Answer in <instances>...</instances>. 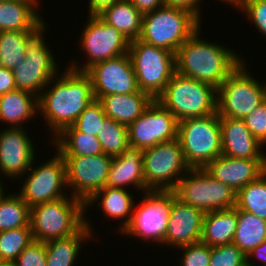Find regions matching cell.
Returning a JSON list of instances; mask_svg holds the SVG:
<instances>
[{
    "label": "cell",
    "instance_id": "836d02e7",
    "mask_svg": "<svg viewBox=\"0 0 266 266\" xmlns=\"http://www.w3.org/2000/svg\"><path fill=\"white\" fill-rule=\"evenodd\" d=\"M236 207L266 220V171L237 192Z\"/></svg>",
    "mask_w": 266,
    "mask_h": 266
},
{
    "label": "cell",
    "instance_id": "8992f818",
    "mask_svg": "<svg viewBox=\"0 0 266 266\" xmlns=\"http://www.w3.org/2000/svg\"><path fill=\"white\" fill-rule=\"evenodd\" d=\"M177 138L190 168H204L222 155L221 126L217 112L179 121Z\"/></svg>",
    "mask_w": 266,
    "mask_h": 266
},
{
    "label": "cell",
    "instance_id": "ab89813d",
    "mask_svg": "<svg viewBox=\"0 0 266 266\" xmlns=\"http://www.w3.org/2000/svg\"><path fill=\"white\" fill-rule=\"evenodd\" d=\"M183 251L180 257V266H209L210 264V246L198 242L180 247Z\"/></svg>",
    "mask_w": 266,
    "mask_h": 266
},
{
    "label": "cell",
    "instance_id": "3957f363",
    "mask_svg": "<svg viewBox=\"0 0 266 266\" xmlns=\"http://www.w3.org/2000/svg\"><path fill=\"white\" fill-rule=\"evenodd\" d=\"M85 203L74 197L30 207L33 240L47 242L77 234L85 226Z\"/></svg>",
    "mask_w": 266,
    "mask_h": 266
},
{
    "label": "cell",
    "instance_id": "7a4b0ae2",
    "mask_svg": "<svg viewBox=\"0 0 266 266\" xmlns=\"http://www.w3.org/2000/svg\"><path fill=\"white\" fill-rule=\"evenodd\" d=\"M198 28L175 54L176 73L218 89L244 61L235 51L200 38Z\"/></svg>",
    "mask_w": 266,
    "mask_h": 266
},
{
    "label": "cell",
    "instance_id": "f35d334b",
    "mask_svg": "<svg viewBox=\"0 0 266 266\" xmlns=\"http://www.w3.org/2000/svg\"><path fill=\"white\" fill-rule=\"evenodd\" d=\"M233 7L245 12L256 28L266 36V0H235Z\"/></svg>",
    "mask_w": 266,
    "mask_h": 266
},
{
    "label": "cell",
    "instance_id": "e575fe53",
    "mask_svg": "<svg viewBox=\"0 0 266 266\" xmlns=\"http://www.w3.org/2000/svg\"><path fill=\"white\" fill-rule=\"evenodd\" d=\"M97 137L103 153L112 157L121 155L124 150L130 147L128 127L109 117L103 120Z\"/></svg>",
    "mask_w": 266,
    "mask_h": 266
},
{
    "label": "cell",
    "instance_id": "f1b7e54d",
    "mask_svg": "<svg viewBox=\"0 0 266 266\" xmlns=\"http://www.w3.org/2000/svg\"><path fill=\"white\" fill-rule=\"evenodd\" d=\"M91 224L85 219V226L75 235L52 239L45 242L47 266H73L75 265L83 241L93 237Z\"/></svg>",
    "mask_w": 266,
    "mask_h": 266
},
{
    "label": "cell",
    "instance_id": "6da1fadb",
    "mask_svg": "<svg viewBox=\"0 0 266 266\" xmlns=\"http://www.w3.org/2000/svg\"><path fill=\"white\" fill-rule=\"evenodd\" d=\"M64 71L60 76L56 75L51 79L46 87L48 89H43L38 98V112H41V116L43 115L46 124L54 133L52 139L66 127L72 126L95 99L91 78L86 72L69 67Z\"/></svg>",
    "mask_w": 266,
    "mask_h": 266
},
{
    "label": "cell",
    "instance_id": "7bdbcfd3",
    "mask_svg": "<svg viewBox=\"0 0 266 266\" xmlns=\"http://www.w3.org/2000/svg\"><path fill=\"white\" fill-rule=\"evenodd\" d=\"M165 6L180 8L192 13L199 21H201V9L199 4L202 0H164Z\"/></svg>",
    "mask_w": 266,
    "mask_h": 266
},
{
    "label": "cell",
    "instance_id": "7402d4cb",
    "mask_svg": "<svg viewBox=\"0 0 266 266\" xmlns=\"http://www.w3.org/2000/svg\"><path fill=\"white\" fill-rule=\"evenodd\" d=\"M134 185L146 193L150 191L145 184L143 150L129 147L121 155L113 156L105 187L122 188Z\"/></svg>",
    "mask_w": 266,
    "mask_h": 266
},
{
    "label": "cell",
    "instance_id": "d590c367",
    "mask_svg": "<svg viewBox=\"0 0 266 266\" xmlns=\"http://www.w3.org/2000/svg\"><path fill=\"white\" fill-rule=\"evenodd\" d=\"M32 241L30 226L0 232V260L14 262Z\"/></svg>",
    "mask_w": 266,
    "mask_h": 266
},
{
    "label": "cell",
    "instance_id": "30bf717a",
    "mask_svg": "<svg viewBox=\"0 0 266 266\" xmlns=\"http://www.w3.org/2000/svg\"><path fill=\"white\" fill-rule=\"evenodd\" d=\"M144 179L150 191H172L191 168L178 138L143 150Z\"/></svg>",
    "mask_w": 266,
    "mask_h": 266
},
{
    "label": "cell",
    "instance_id": "bcb514c9",
    "mask_svg": "<svg viewBox=\"0 0 266 266\" xmlns=\"http://www.w3.org/2000/svg\"><path fill=\"white\" fill-rule=\"evenodd\" d=\"M257 258L259 261H263V266H266V241L254 248L248 255H246V266H254L252 258ZM261 259V260H260Z\"/></svg>",
    "mask_w": 266,
    "mask_h": 266
},
{
    "label": "cell",
    "instance_id": "ac0fdd59",
    "mask_svg": "<svg viewBox=\"0 0 266 266\" xmlns=\"http://www.w3.org/2000/svg\"><path fill=\"white\" fill-rule=\"evenodd\" d=\"M24 129L8 127L0 131V174L10 179L24 176L36 157L34 143Z\"/></svg>",
    "mask_w": 266,
    "mask_h": 266
},
{
    "label": "cell",
    "instance_id": "74e56055",
    "mask_svg": "<svg viewBox=\"0 0 266 266\" xmlns=\"http://www.w3.org/2000/svg\"><path fill=\"white\" fill-rule=\"evenodd\" d=\"M209 266H246V255L233 243L210 247Z\"/></svg>",
    "mask_w": 266,
    "mask_h": 266
},
{
    "label": "cell",
    "instance_id": "f546056e",
    "mask_svg": "<svg viewBox=\"0 0 266 266\" xmlns=\"http://www.w3.org/2000/svg\"><path fill=\"white\" fill-rule=\"evenodd\" d=\"M52 141L61 156H94L103 153L97 136L80 132L73 126L66 127Z\"/></svg>",
    "mask_w": 266,
    "mask_h": 266
},
{
    "label": "cell",
    "instance_id": "7dc6e473",
    "mask_svg": "<svg viewBox=\"0 0 266 266\" xmlns=\"http://www.w3.org/2000/svg\"><path fill=\"white\" fill-rule=\"evenodd\" d=\"M120 0H90L89 1V14L88 15H98L105 8L110 7L115 2Z\"/></svg>",
    "mask_w": 266,
    "mask_h": 266
},
{
    "label": "cell",
    "instance_id": "52a82bcc",
    "mask_svg": "<svg viewBox=\"0 0 266 266\" xmlns=\"http://www.w3.org/2000/svg\"><path fill=\"white\" fill-rule=\"evenodd\" d=\"M128 54L139 90L156 100L176 73L175 54L139 39L129 41Z\"/></svg>",
    "mask_w": 266,
    "mask_h": 266
},
{
    "label": "cell",
    "instance_id": "44dd1931",
    "mask_svg": "<svg viewBox=\"0 0 266 266\" xmlns=\"http://www.w3.org/2000/svg\"><path fill=\"white\" fill-rule=\"evenodd\" d=\"M219 120L222 155L239 159H266L261 149L263 144L253 136L243 119L219 116Z\"/></svg>",
    "mask_w": 266,
    "mask_h": 266
},
{
    "label": "cell",
    "instance_id": "5bb4252c",
    "mask_svg": "<svg viewBox=\"0 0 266 266\" xmlns=\"http://www.w3.org/2000/svg\"><path fill=\"white\" fill-rule=\"evenodd\" d=\"M32 166L33 163L26 172L24 177H28L24 179L22 189L18 193L30 207L69 195L63 191V188L68 190L65 161L57 151L46 163L35 168Z\"/></svg>",
    "mask_w": 266,
    "mask_h": 266
},
{
    "label": "cell",
    "instance_id": "ee69618b",
    "mask_svg": "<svg viewBox=\"0 0 266 266\" xmlns=\"http://www.w3.org/2000/svg\"><path fill=\"white\" fill-rule=\"evenodd\" d=\"M16 90L13 71L5 67H0V95Z\"/></svg>",
    "mask_w": 266,
    "mask_h": 266
},
{
    "label": "cell",
    "instance_id": "cb8c5ba5",
    "mask_svg": "<svg viewBox=\"0 0 266 266\" xmlns=\"http://www.w3.org/2000/svg\"><path fill=\"white\" fill-rule=\"evenodd\" d=\"M107 117L129 126L137 120L153 99L139 90L131 94H113L99 99Z\"/></svg>",
    "mask_w": 266,
    "mask_h": 266
},
{
    "label": "cell",
    "instance_id": "5b68a950",
    "mask_svg": "<svg viewBox=\"0 0 266 266\" xmlns=\"http://www.w3.org/2000/svg\"><path fill=\"white\" fill-rule=\"evenodd\" d=\"M198 28L200 21L189 11L163 6L143 14L139 40L176 54Z\"/></svg>",
    "mask_w": 266,
    "mask_h": 266
},
{
    "label": "cell",
    "instance_id": "7c38bea8",
    "mask_svg": "<svg viewBox=\"0 0 266 266\" xmlns=\"http://www.w3.org/2000/svg\"><path fill=\"white\" fill-rule=\"evenodd\" d=\"M87 19L79 44L88 60L82 67L77 66L76 62L69 66L81 72H86L96 63L126 54L129 49V40L98 15H89Z\"/></svg>",
    "mask_w": 266,
    "mask_h": 266
},
{
    "label": "cell",
    "instance_id": "681fc988",
    "mask_svg": "<svg viewBox=\"0 0 266 266\" xmlns=\"http://www.w3.org/2000/svg\"><path fill=\"white\" fill-rule=\"evenodd\" d=\"M218 1H222V2H226V3H229L231 4V6L234 4V1L235 0H218Z\"/></svg>",
    "mask_w": 266,
    "mask_h": 266
},
{
    "label": "cell",
    "instance_id": "9c48e42d",
    "mask_svg": "<svg viewBox=\"0 0 266 266\" xmlns=\"http://www.w3.org/2000/svg\"><path fill=\"white\" fill-rule=\"evenodd\" d=\"M266 100V83L250 76L243 61L217 89V113L222 117L244 119Z\"/></svg>",
    "mask_w": 266,
    "mask_h": 266
},
{
    "label": "cell",
    "instance_id": "4fadbf2b",
    "mask_svg": "<svg viewBox=\"0 0 266 266\" xmlns=\"http://www.w3.org/2000/svg\"><path fill=\"white\" fill-rule=\"evenodd\" d=\"M142 196L140 205L133 211L130 225L122 233L163 244L173 191H148Z\"/></svg>",
    "mask_w": 266,
    "mask_h": 266
},
{
    "label": "cell",
    "instance_id": "c3c4849f",
    "mask_svg": "<svg viewBox=\"0 0 266 266\" xmlns=\"http://www.w3.org/2000/svg\"><path fill=\"white\" fill-rule=\"evenodd\" d=\"M0 266H15V264L12 261L0 260Z\"/></svg>",
    "mask_w": 266,
    "mask_h": 266
},
{
    "label": "cell",
    "instance_id": "60d3db41",
    "mask_svg": "<svg viewBox=\"0 0 266 266\" xmlns=\"http://www.w3.org/2000/svg\"><path fill=\"white\" fill-rule=\"evenodd\" d=\"M15 266H47L45 242L33 240L14 261Z\"/></svg>",
    "mask_w": 266,
    "mask_h": 266
},
{
    "label": "cell",
    "instance_id": "1f68e13d",
    "mask_svg": "<svg viewBox=\"0 0 266 266\" xmlns=\"http://www.w3.org/2000/svg\"><path fill=\"white\" fill-rule=\"evenodd\" d=\"M38 31H0V62L15 69L26 57L27 43Z\"/></svg>",
    "mask_w": 266,
    "mask_h": 266
},
{
    "label": "cell",
    "instance_id": "603a6c76",
    "mask_svg": "<svg viewBox=\"0 0 266 266\" xmlns=\"http://www.w3.org/2000/svg\"><path fill=\"white\" fill-rule=\"evenodd\" d=\"M37 4L38 0H0V31H39L46 23Z\"/></svg>",
    "mask_w": 266,
    "mask_h": 266
},
{
    "label": "cell",
    "instance_id": "484cf974",
    "mask_svg": "<svg viewBox=\"0 0 266 266\" xmlns=\"http://www.w3.org/2000/svg\"><path fill=\"white\" fill-rule=\"evenodd\" d=\"M237 229V207L207 212L203 218L200 242L216 247L233 243Z\"/></svg>",
    "mask_w": 266,
    "mask_h": 266
},
{
    "label": "cell",
    "instance_id": "4dcf8cb0",
    "mask_svg": "<svg viewBox=\"0 0 266 266\" xmlns=\"http://www.w3.org/2000/svg\"><path fill=\"white\" fill-rule=\"evenodd\" d=\"M266 241V220L237 208L235 244L245 255Z\"/></svg>",
    "mask_w": 266,
    "mask_h": 266
},
{
    "label": "cell",
    "instance_id": "2e32d148",
    "mask_svg": "<svg viewBox=\"0 0 266 266\" xmlns=\"http://www.w3.org/2000/svg\"><path fill=\"white\" fill-rule=\"evenodd\" d=\"M178 121L159 101L153 100L142 115L128 126L132 148L146 149L177 138Z\"/></svg>",
    "mask_w": 266,
    "mask_h": 266
},
{
    "label": "cell",
    "instance_id": "e0dca14e",
    "mask_svg": "<svg viewBox=\"0 0 266 266\" xmlns=\"http://www.w3.org/2000/svg\"><path fill=\"white\" fill-rule=\"evenodd\" d=\"M86 73L91 78L95 99L113 94H131L139 91L129 54L94 64Z\"/></svg>",
    "mask_w": 266,
    "mask_h": 266
},
{
    "label": "cell",
    "instance_id": "b9f144b4",
    "mask_svg": "<svg viewBox=\"0 0 266 266\" xmlns=\"http://www.w3.org/2000/svg\"><path fill=\"white\" fill-rule=\"evenodd\" d=\"M246 127L263 145H266V100L244 119Z\"/></svg>",
    "mask_w": 266,
    "mask_h": 266
},
{
    "label": "cell",
    "instance_id": "d6a6232c",
    "mask_svg": "<svg viewBox=\"0 0 266 266\" xmlns=\"http://www.w3.org/2000/svg\"><path fill=\"white\" fill-rule=\"evenodd\" d=\"M0 195V232L30 226V206L18 194Z\"/></svg>",
    "mask_w": 266,
    "mask_h": 266
},
{
    "label": "cell",
    "instance_id": "ba28073f",
    "mask_svg": "<svg viewBox=\"0 0 266 266\" xmlns=\"http://www.w3.org/2000/svg\"><path fill=\"white\" fill-rule=\"evenodd\" d=\"M181 202L204 213L232 209L236 206V192L215 180L204 168H191L172 190Z\"/></svg>",
    "mask_w": 266,
    "mask_h": 266
},
{
    "label": "cell",
    "instance_id": "277c9868",
    "mask_svg": "<svg viewBox=\"0 0 266 266\" xmlns=\"http://www.w3.org/2000/svg\"><path fill=\"white\" fill-rule=\"evenodd\" d=\"M179 122L217 112V89L204 82L175 73L156 99Z\"/></svg>",
    "mask_w": 266,
    "mask_h": 266
},
{
    "label": "cell",
    "instance_id": "f6af8a7d",
    "mask_svg": "<svg viewBox=\"0 0 266 266\" xmlns=\"http://www.w3.org/2000/svg\"><path fill=\"white\" fill-rule=\"evenodd\" d=\"M142 14L154 11L165 6L164 0H130Z\"/></svg>",
    "mask_w": 266,
    "mask_h": 266
},
{
    "label": "cell",
    "instance_id": "d6986e66",
    "mask_svg": "<svg viewBox=\"0 0 266 266\" xmlns=\"http://www.w3.org/2000/svg\"><path fill=\"white\" fill-rule=\"evenodd\" d=\"M204 215L202 210L181 202L173 192L163 244L180 248L200 242Z\"/></svg>",
    "mask_w": 266,
    "mask_h": 266
},
{
    "label": "cell",
    "instance_id": "83f0119b",
    "mask_svg": "<svg viewBox=\"0 0 266 266\" xmlns=\"http://www.w3.org/2000/svg\"><path fill=\"white\" fill-rule=\"evenodd\" d=\"M98 16L117 29L127 40L139 39L143 14L130 0H120L105 8Z\"/></svg>",
    "mask_w": 266,
    "mask_h": 266
},
{
    "label": "cell",
    "instance_id": "9a60e30c",
    "mask_svg": "<svg viewBox=\"0 0 266 266\" xmlns=\"http://www.w3.org/2000/svg\"><path fill=\"white\" fill-rule=\"evenodd\" d=\"M66 165L67 189L70 195L86 203L105 187L112 156L104 153L94 156H62Z\"/></svg>",
    "mask_w": 266,
    "mask_h": 266
},
{
    "label": "cell",
    "instance_id": "f907efd6",
    "mask_svg": "<svg viewBox=\"0 0 266 266\" xmlns=\"http://www.w3.org/2000/svg\"><path fill=\"white\" fill-rule=\"evenodd\" d=\"M1 179V178H0ZM2 181L0 180V195L5 192L4 189H3V185L1 183Z\"/></svg>",
    "mask_w": 266,
    "mask_h": 266
},
{
    "label": "cell",
    "instance_id": "ffe728a7",
    "mask_svg": "<svg viewBox=\"0 0 266 266\" xmlns=\"http://www.w3.org/2000/svg\"><path fill=\"white\" fill-rule=\"evenodd\" d=\"M204 169L215 180L228 185L237 193L266 171V159H239L220 155Z\"/></svg>",
    "mask_w": 266,
    "mask_h": 266
},
{
    "label": "cell",
    "instance_id": "4316f807",
    "mask_svg": "<svg viewBox=\"0 0 266 266\" xmlns=\"http://www.w3.org/2000/svg\"><path fill=\"white\" fill-rule=\"evenodd\" d=\"M38 113V98L28 92L14 90L0 95V121L9 127H24L25 121Z\"/></svg>",
    "mask_w": 266,
    "mask_h": 266
},
{
    "label": "cell",
    "instance_id": "8d00e7d4",
    "mask_svg": "<svg viewBox=\"0 0 266 266\" xmlns=\"http://www.w3.org/2000/svg\"><path fill=\"white\" fill-rule=\"evenodd\" d=\"M106 117L107 115L104 112L101 102L97 99H94L79 115L72 126L76 130L85 134L98 136L101 129V124H103V120Z\"/></svg>",
    "mask_w": 266,
    "mask_h": 266
},
{
    "label": "cell",
    "instance_id": "8fae6325",
    "mask_svg": "<svg viewBox=\"0 0 266 266\" xmlns=\"http://www.w3.org/2000/svg\"><path fill=\"white\" fill-rule=\"evenodd\" d=\"M46 24L28 41L23 63L13 69L16 89L39 98L59 67L43 38Z\"/></svg>",
    "mask_w": 266,
    "mask_h": 266
},
{
    "label": "cell",
    "instance_id": "d4e9b609",
    "mask_svg": "<svg viewBox=\"0 0 266 266\" xmlns=\"http://www.w3.org/2000/svg\"><path fill=\"white\" fill-rule=\"evenodd\" d=\"M99 199L101 201L100 203L98 202ZM94 203L101 206V209L105 212L106 216L108 215V217L114 219H123L119 228L121 233L130 225L135 202L133 201V195L128 192V189L112 187L102 188L85 203V211H87L88 207L92 206Z\"/></svg>",
    "mask_w": 266,
    "mask_h": 266
}]
</instances>
